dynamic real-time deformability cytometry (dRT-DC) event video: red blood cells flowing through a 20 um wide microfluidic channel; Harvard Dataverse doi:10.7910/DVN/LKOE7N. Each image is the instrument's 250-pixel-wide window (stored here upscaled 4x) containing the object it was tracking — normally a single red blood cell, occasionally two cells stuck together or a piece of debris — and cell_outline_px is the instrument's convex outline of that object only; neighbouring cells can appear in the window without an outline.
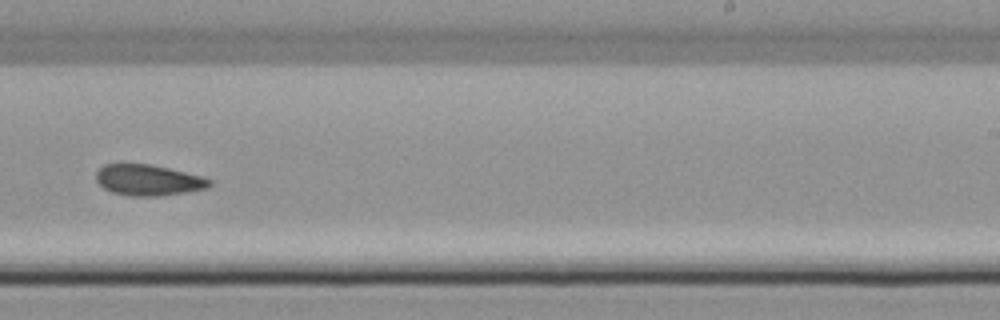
{"species": "common noctule bat (a hibernating species)", "species_latin": "Nyctalus noctula", "temperature_condition": "cold", "stored_images_in_passage": 37, "camera_frame_rate_fps": 3000, "um_per_image_px": 0.085, "animal": {"sex": "female", "body_mass_g": 22.7, "forearm_length_mm": 54.2}, "frame": {"image": 1, "passage_image": 31, "time_ms": 10.0, "image_size_px": [1000, 320], "cell_outline_px": [[212, 184], [208, 188], [188, 192], [160, 196], [132, 196], [112, 192], [104, 188], [96, 180], [96, 172], [104, 164], [148, 164], [168, 168], [200, 176], [212, 180]], "centroid_in_image_um": [12.61, 15.32], "position_along_channel_um": 276.4, "area_um2": 20.35}}